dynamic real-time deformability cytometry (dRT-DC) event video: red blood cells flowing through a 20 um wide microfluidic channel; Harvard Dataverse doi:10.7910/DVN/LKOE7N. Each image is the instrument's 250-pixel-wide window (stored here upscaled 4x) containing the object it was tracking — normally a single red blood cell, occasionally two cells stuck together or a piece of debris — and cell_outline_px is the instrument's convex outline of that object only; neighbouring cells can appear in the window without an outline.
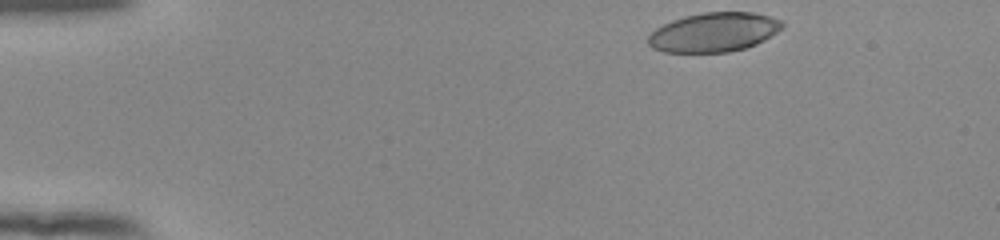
{"species": "human", "species_latin": "Homo sapiens", "temperature_condition": "room temperature", "stored_images_in_passage": 46, "camera_frame_rate_fps": 3000, "um_per_image_px": 0.085, "donor": {"sex": "female"}, "frame": {"image": 1, "passage_image": 1, "time_ms": 0.0, "image_size_px": [1000, 240], "cell_outline_px": [[784, 28], [764, 40], [756, 44], [744, 48], [728, 52], [664, 52], [652, 48], [648, 44], [648, 36], [656, 28], [672, 20], [684, 16], [704, 12], [756, 12], [784, 20]], "centroid_in_image_um": [60.71, 2.73], "position_along_channel_um": 24.3, "area_um2": 30.87}}
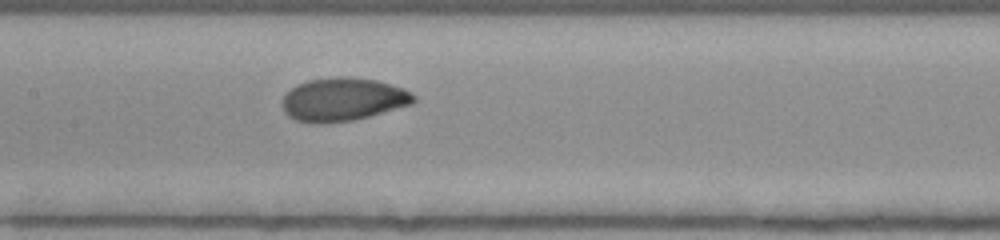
{"frame": {"image": 2, "passage_image": 20, "time_ms": 6.333, "image_size_px": [1000, 240], "cell_outline_px": [[416, 100], [412, 104], [356, 120], [324, 124], [312, 124], [296, 120], [288, 116], [284, 112], [280, 104], [280, 100], [296, 84], [308, 80], [336, 76], [344, 76], [376, 80], [404, 88], [416, 96]], "centroid_in_image_um": [29.12, 8.46], "position_along_channel_um": 178.3, "area_um2": 33.64}}
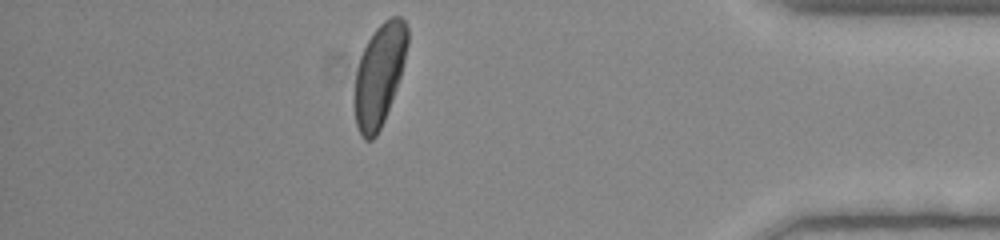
{"frame": {"image": 3, "passage_image": 40, "time_ms": 13.0, "image_size_px": [1000, 240], "cell_outline_px": [[408, 44], [400, 76], [396, 88], [384, 120], [376, 136], [372, 140], [364, 140], [360, 136], [356, 124], [352, 100], [352, 96], [356, 72], [360, 56], [368, 40], [376, 28], [384, 20], [392, 16], [400, 16], [408, 24]], "centroid_in_image_um": [32.21, 6.38], "position_along_channel_um": 403.0, "area_um2": 31.79}, "authors_computed_cell_mechanics": {"area_um2": 31.7033, "velocity_mm_per_s": 3.9068, "shape_relaxation_time_tau1_ms": 3.0275, "shape_relaxation_time_tau2_ms": 0.7496, "deformation_change_tau1": 0.1456, "deformation_change_tau2": 0.0396}}